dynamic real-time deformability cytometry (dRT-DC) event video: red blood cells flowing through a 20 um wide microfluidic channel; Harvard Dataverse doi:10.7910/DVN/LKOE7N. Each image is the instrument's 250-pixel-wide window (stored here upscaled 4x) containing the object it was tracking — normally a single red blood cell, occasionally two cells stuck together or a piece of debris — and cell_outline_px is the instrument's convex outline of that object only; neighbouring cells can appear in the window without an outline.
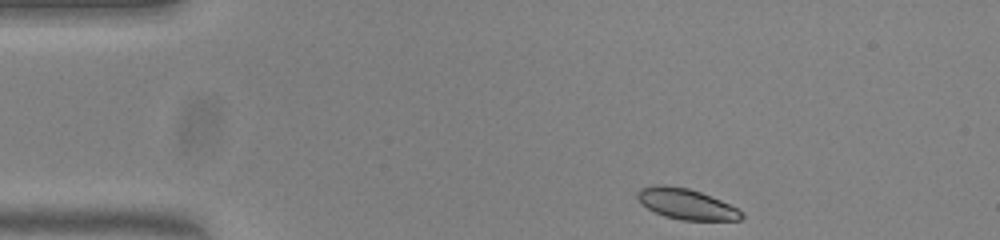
{"species": "common noctule bat (a hibernating species)", "species_latin": "Nyctalus noctula", "temperature_condition": "warm", "stored_images_in_passage": 46, "camera_frame_rate_fps": 3000, "um_per_image_px": 0.085, "animal": {"sex": "female", "body_mass_g": 23.0, "forearm_length_mm": 53.4}, "frame": {"image": 1, "passage_image": 1, "time_ms": 0.0, "image_size_px": [1000, 240], "cell_outline_px": [[744, 216], [740, 220], [680, 220], [664, 216], [640, 204], [636, 196], [636, 192], [640, 188], [656, 184], [664, 184], [688, 188], [700, 192], [720, 200], [736, 208]], "centroid_in_image_um": [58.26, 17.33], "position_along_channel_um": 26.7, "area_um2": 18.55}}
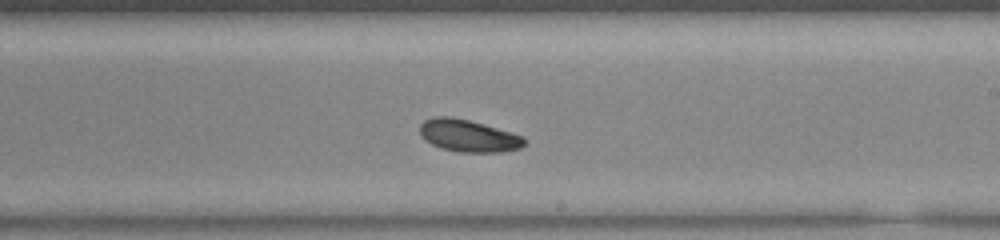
{"frame": {"image": 2, "passage_image": 24, "time_ms": 7.667, "image_size_px": [1000, 240], "cell_outline_px": [[524, 144], [520, 148], [500, 152], [460, 152], [440, 148], [424, 140], [420, 132], [420, 124], [424, 120], [432, 116], [448, 116], [468, 120], [484, 124], [524, 136]], "centroid_in_image_um": [39.78, 11.53], "position_along_channel_um": 249.2, "area_um2": 19.59}}
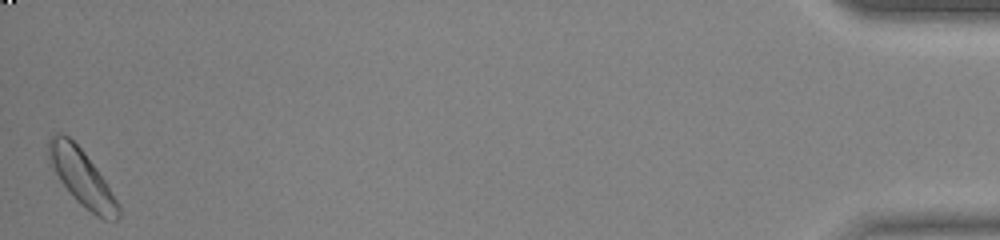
{"frame": {"image": 3, "passage_image": 46, "time_ms": 15.0, "image_size_px": [1000, 240], "cell_outline_px": [[120, 216], [116, 220], [104, 220], [96, 216], [80, 204], [68, 192], [60, 180], [48, 156], [48, 140], [56, 132], [60, 132], [68, 136], [84, 152], [96, 168], [120, 204]], "centroid_in_image_um": [6.97, 15.12], "position_along_channel_um": 428.2, "area_um2": 22.54}}